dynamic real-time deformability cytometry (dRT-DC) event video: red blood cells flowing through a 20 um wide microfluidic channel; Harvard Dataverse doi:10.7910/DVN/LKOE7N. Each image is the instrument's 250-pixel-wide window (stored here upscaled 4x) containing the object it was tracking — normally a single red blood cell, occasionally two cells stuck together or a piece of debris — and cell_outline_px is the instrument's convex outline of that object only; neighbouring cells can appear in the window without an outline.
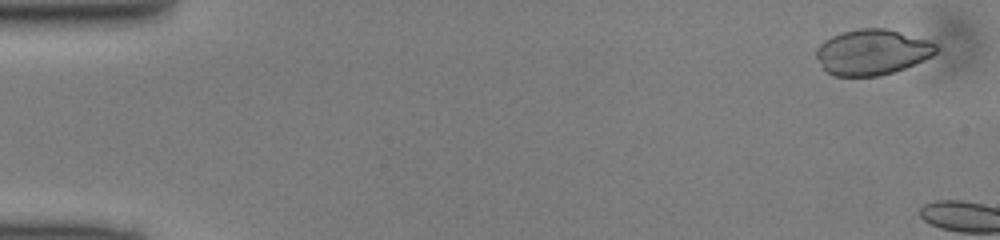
{"species": "common noctule bat (a hibernating species)", "species_latin": "Nyctalus noctula", "temperature_condition": "cold", "stored_images_in_passage": 5, "camera_frame_rate_fps": 3000, "um_per_image_px": 0.085, "animal": {"sex": "male", "body_mass_g": 13.0, "forearm_length_mm": 53.1}, "frame": {"image": 1, "passage_image": 2, "time_ms": 0.333, "image_size_px": [1000, 240], "cell_outline_px": [[936, 52], [932, 56], [924, 60], [904, 68], [880, 76], [832, 76], [824, 68], [816, 56], [816, 48], [824, 40], [832, 36], [844, 32], [860, 28], [884, 28], [900, 32], [928, 40], [936, 44]], "centroid_in_image_um": [74.12, 4.43], "position_along_channel_um": 10.9, "area_um2": 31.56}}